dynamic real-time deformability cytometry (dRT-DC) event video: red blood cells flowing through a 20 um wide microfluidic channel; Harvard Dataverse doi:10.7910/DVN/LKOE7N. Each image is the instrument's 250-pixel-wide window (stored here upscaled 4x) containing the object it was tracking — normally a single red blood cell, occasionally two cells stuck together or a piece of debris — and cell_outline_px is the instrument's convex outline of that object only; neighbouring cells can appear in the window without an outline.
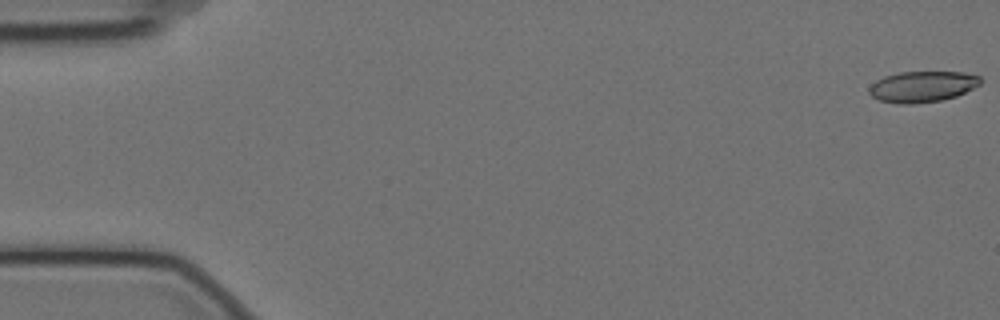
{"species": "Egyptian fruit bat (a non-hibernating species)", "species_latin": "Rousettus aegyptiacus", "temperature_condition": "cold", "stored_images_in_passage": 5, "camera_frame_rate_fps": 3000, "um_per_image_px": 0.085, "animal": {"sex": "female"}, "frame": {"image": 1, "passage_image": 1, "time_ms": 0.0, "image_size_px": [1000, 320], "cell_outline_px": [[980, 84], [956, 96], [940, 100], [912, 104], [896, 104], [880, 100], [872, 96], [868, 92], [868, 88], [876, 80], [884, 76], [900, 72], [964, 72], [980, 76]], "centroid_in_image_um": [78.36, 7.36], "position_along_channel_um": 6.6, "area_um2": 20.0}}
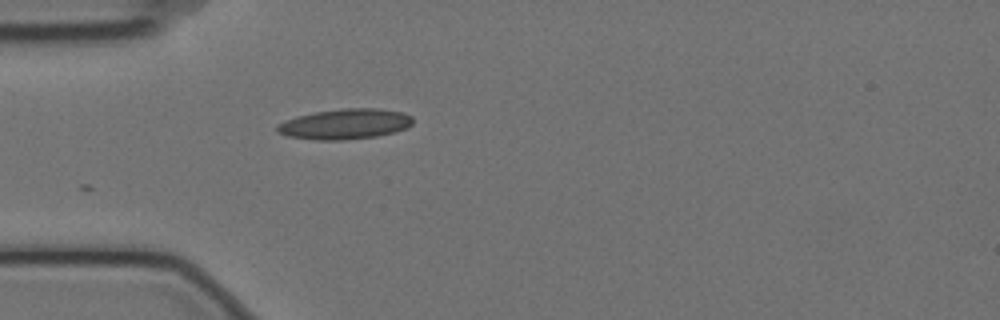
{"frame": {"image": 2, "passage_image": 5, "time_ms": 1.333, "image_size_px": [1000, 320], "cell_outline_px": [[412, 124], [408, 128], [396, 132], [376, 136], [340, 140], [316, 140], [288, 136], [276, 132], [276, 124], [284, 120], [296, 116], [316, 112], [340, 108], [380, 108], [404, 112], [412, 116]], "centroid_in_image_um": [29.33, 10.53], "position_along_channel_um": 55.7, "area_um2": 24.28}}